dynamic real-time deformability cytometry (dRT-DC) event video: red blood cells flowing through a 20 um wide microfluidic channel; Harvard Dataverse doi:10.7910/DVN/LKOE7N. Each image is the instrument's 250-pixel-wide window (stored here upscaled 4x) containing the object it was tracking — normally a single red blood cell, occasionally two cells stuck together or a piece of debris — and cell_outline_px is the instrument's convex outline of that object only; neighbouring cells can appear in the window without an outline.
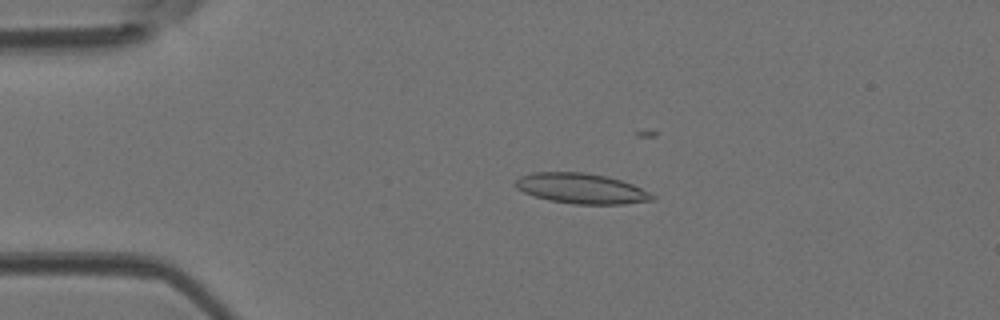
{"species": "Egyptian fruit bat (a non-hibernating species)", "species_latin": "Rousettus aegyptiacus", "temperature_condition": "room temperature", "stored_images_in_passage": 23, "camera_frame_rate_fps": 3000, "um_per_image_px": 0.085, "animal": {"sex": "female"}, "frame": {"image": 1, "passage_image": 2, "time_ms": 0.333, "image_size_px": [1000, 320], "cell_outline_px": [[656, 200], [624, 204], [572, 204], [548, 200], [524, 192], [516, 188], [512, 184], [520, 176], [532, 172], [584, 172], [608, 176], [632, 184], [656, 196]], "centroid_in_image_um": [49.4, 16.02], "position_along_channel_um": 35.6, "area_um2": 24.28}}
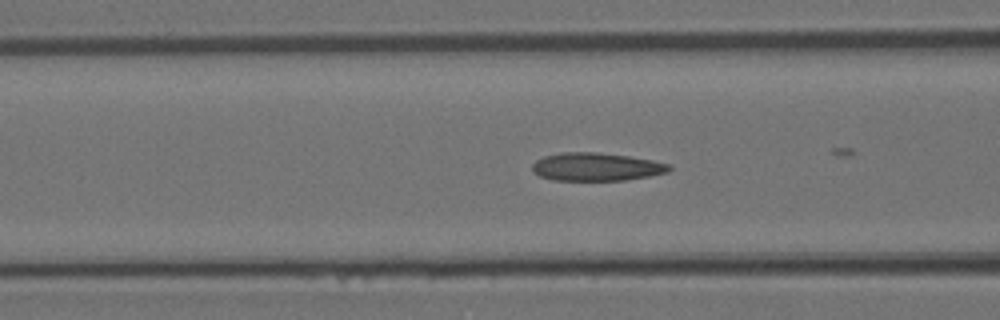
{"frame": {"image": 2, "passage_image": 10, "time_ms": 3.0, "image_size_px": [1000, 320], "cell_outline_px": [[672, 168], [668, 172], [648, 176], [624, 180], [552, 180], [540, 176], [532, 172], [532, 164], [536, 160], [544, 156], [560, 152], [596, 152], [628, 156], [652, 160], [672, 164]], "centroid_in_image_um": [50.67, 14.17], "position_along_channel_um": 115.9, "area_um2": 22.48}}
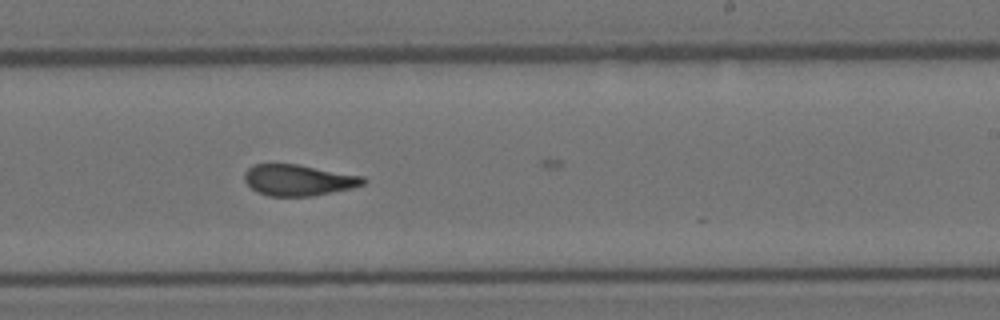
{"frame": {"image": 3, "passage_image": 20, "time_ms": 6.333, "image_size_px": [1000, 320], "cell_outline_px": [[368, 180], [364, 184], [352, 188], [312, 196], [268, 196], [256, 192], [244, 180], [244, 172], [252, 164], [296, 164], [364, 176]], "centroid_in_image_um": [25.36, 15.31], "position_along_channel_um": 263.6, "area_um2": 21.62}}